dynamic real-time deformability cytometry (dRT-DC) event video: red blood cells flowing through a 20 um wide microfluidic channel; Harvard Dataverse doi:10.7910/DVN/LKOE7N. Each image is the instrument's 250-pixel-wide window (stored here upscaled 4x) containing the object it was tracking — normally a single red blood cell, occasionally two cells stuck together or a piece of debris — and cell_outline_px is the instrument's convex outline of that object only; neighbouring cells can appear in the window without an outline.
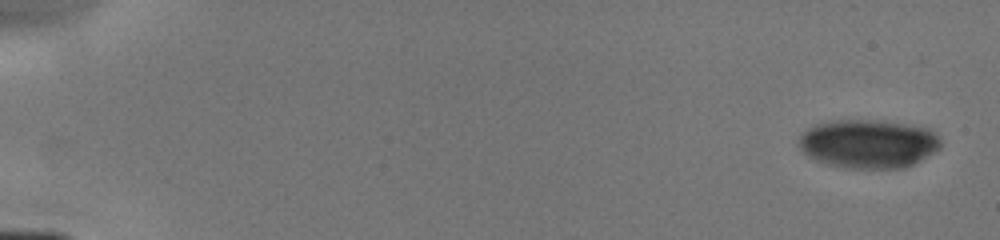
{"species": "human", "species_latin": "Homo sapiens", "temperature_condition": "cold", "stored_images_in_passage": 8, "camera_frame_rate_fps": 3000, "um_per_image_px": 0.085, "donor": {"sex": "male"}, "frame": {"image": 1, "passage_image": 1, "time_ms": 0.0, "image_size_px": [1000, 240], "cell_outline_px": [[940, 148], [920, 160], [904, 168], [848, 168], [828, 164], [816, 160], [808, 156], [800, 148], [796, 140], [800, 132], [816, 124], [832, 120], [876, 120], [908, 124], [928, 128], [936, 132], [940, 140]], "centroid_in_image_um": [73.77, 12.2], "position_along_channel_um": 11.2, "area_um2": 40.46}}
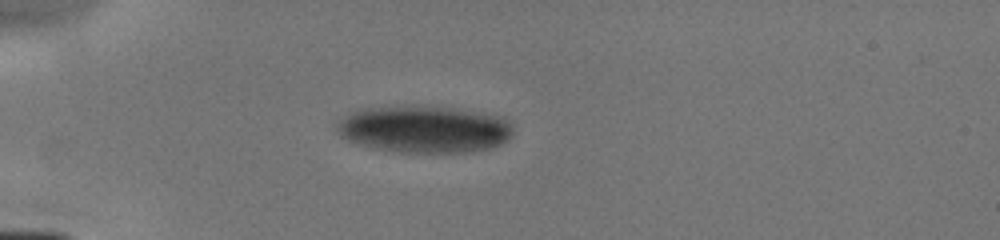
{"frame": {"image": 2, "passage_image": 6, "time_ms": 4.333, "image_size_px": [1000, 240], "cell_outline_px": [[512, 136], [508, 140], [492, 148], [468, 152], [400, 152], [372, 148], [356, 144], [340, 136], [336, 132], [336, 124], [344, 116], [360, 108], [452, 108], [504, 116], [512, 124]], "centroid_in_image_um": [36.08, 11.01], "position_along_channel_um": 48.9, "area_um2": 47.92}}
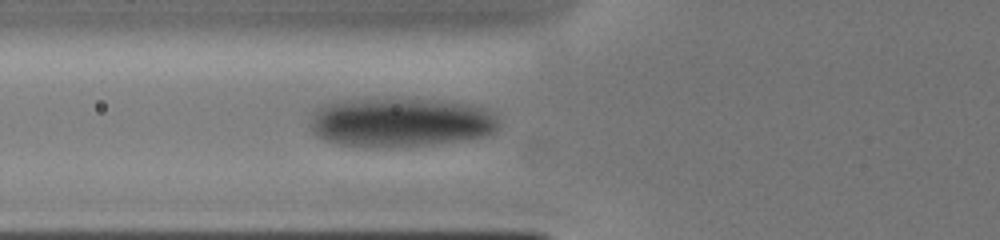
{"frame": {"image": 3, "passage_image": 8, "time_ms": 6.0, "image_size_px": [1000, 240], "cell_outline_px": [[496, 128], [492, 132], [484, 136], [468, 140], [432, 144], [340, 144], [316, 136], [312, 128], [312, 124], [316, 112], [320, 108], [328, 104], [344, 100], [428, 100], [468, 104], [488, 108], [496, 116]], "centroid_in_image_um": [34.15, 10.38], "position_along_channel_um": 91.7, "area_um2": 51.73}}